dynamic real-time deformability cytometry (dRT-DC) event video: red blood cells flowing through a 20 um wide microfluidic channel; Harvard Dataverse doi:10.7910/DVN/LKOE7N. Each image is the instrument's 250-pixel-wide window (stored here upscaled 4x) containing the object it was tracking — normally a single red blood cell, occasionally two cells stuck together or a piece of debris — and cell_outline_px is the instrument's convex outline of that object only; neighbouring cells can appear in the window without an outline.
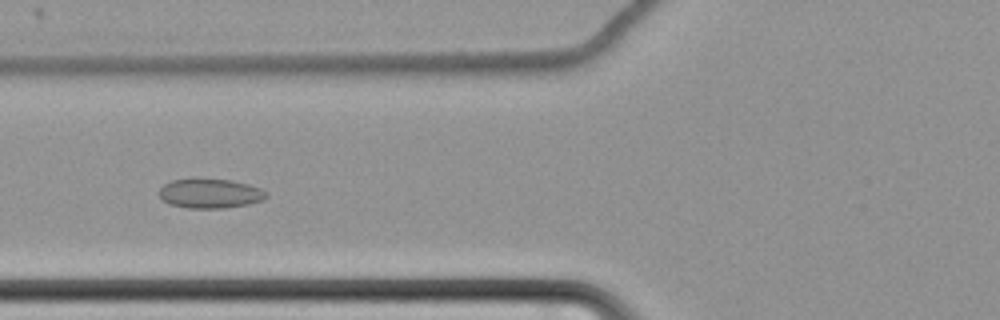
{"species": "common noctule bat (a hibernating species)", "species_latin": "Nyctalus noctula", "temperature_condition": "cold", "stored_images_in_passage": 66, "camera_frame_rate_fps": 3000, "um_per_image_px": 0.085, "animal": {"sex": "female", "body_mass_g": 22.7, "forearm_length_mm": 54.2}, "frame": {"image": 1, "passage_image": 30, "time_ms": 9.667, "image_size_px": [1000, 320], "cell_outline_px": [[268, 196], [264, 200], [248, 204], [224, 208], [188, 208], [168, 204], [160, 196], [160, 188], [164, 184], [172, 180], [192, 176], [228, 180], [248, 184], [260, 188], [268, 192]], "centroid_in_image_um": [17.85, 16.41], "position_along_channel_um": 108.0, "area_um2": 18.9}}
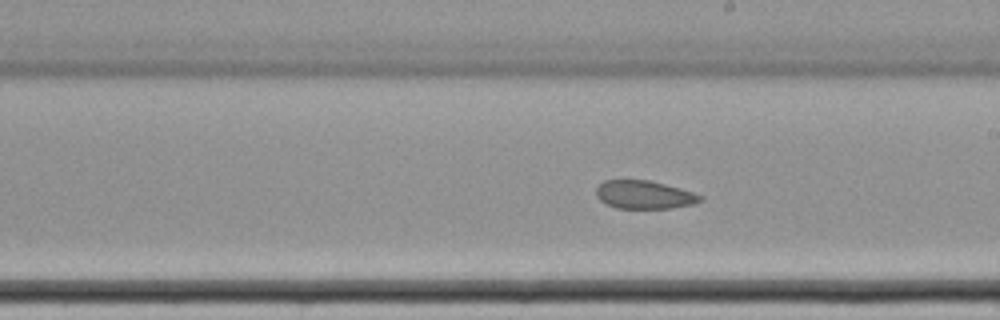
{"frame": {"image": 2, "passage_image": 41, "time_ms": 13.333, "image_size_px": [1000, 320], "cell_outline_px": [[704, 200], [692, 204], [672, 208], [616, 208], [600, 200], [596, 196], [596, 188], [604, 180], [648, 180], [680, 188], [704, 196]], "centroid_in_image_um": [54.77, 16.55], "position_along_channel_um": 234.2, "area_um2": 17.05}}
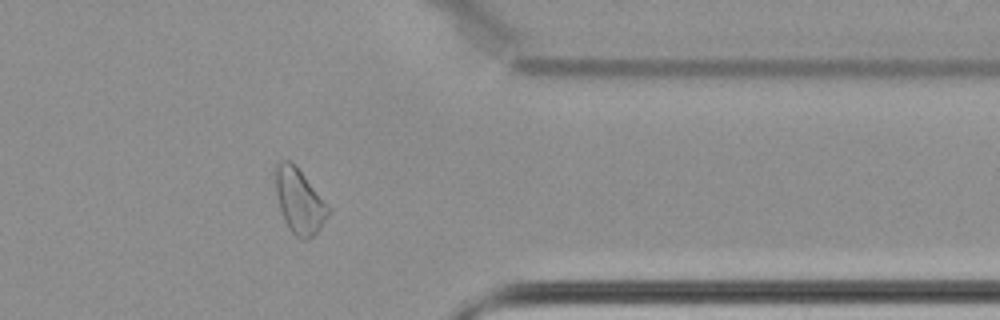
{"frame": {"image": 3, "passage_image": 55, "time_ms": 18.0, "image_size_px": [1000, 320], "cell_outline_px": [[332, 212], [320, 228], [308, 240], [300, 240], [288, 228], [284, 220], [280, 208], [276, 192], [276, 164], [280, 160], [288, 160], [304, 176], [332, 208]], "centroid_in_image_um": [25.48, 17.15], "position_along_channel_um": 385.9, "area_um2": 19.77}, "authors_computed_cell_mechanics": {"area_um2": 20.7213, "velocity_mm_per_s": 3.4504, "shape_relaxation_time_tau1_ms": null, "shape_relaxation_time_tau2_ms": 3.5082, "deformation_change_tau1": null, "deformation_change_tau2": 0.0582}}